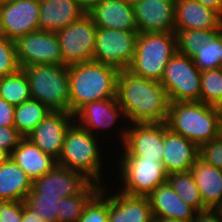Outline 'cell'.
Listing matches in <instances>:
<instances>
[{
  "label": "cell",
  "instance_id": "6da1fadb",
  "mask_svg": "<svg viewBox=\"0 0 222 222\" xmlns=\"http://www.w3.org/2000/svg\"><path fill=\"white\" fill-rule=\"evenodd\" d=\"M116 97L125 119L132 123H160L168 118L170 101L158 81L119 70Z\"/></svg>",
  "mask_w": 222,
  "mask_h": 222
},
{
  "label": "cell",
  "instance_id": "7a4b0ae2",
  "mask_svg": "<svg viewBox=\"0 0 222 222\" xmlns=\"http://www.w3.org/2000/svg\"><path fill=\"white\" fill-rule=\"evenodd\" d=\"M68 73L70 113L86 103L116 97L117 68L89 61L69 65Z\"/></svg>",
  "mask_w": 222,
  "mask_h": 222
},
{
  "label": "cell",
  "instance_id": "3957f363",
  "mask_svg": "<svg viewBox=\"0 0 222 222\" xmlns=\"http://www.w3.org/2000/svg\"><path fill=\"white\" fill-rule=\"evenodd\" d=\"M166 124L199 147L221 135L219 107L201 101L171 102Z\"/></svg>",
  "mask_w": 222,
  "mask_h": 222
},
{
  "label": "cell",
  "instance_id": "277c9868",
  "mask_svg": "<svg viewBox=\"0 0 222 222\" xmlns=\"http://www.w3.org/2000/svg\"><path fill=\"white\" fill-rule=\"evenodd\" d=\"M177 52V36L174 32L139 33L135 55L127 70L160 82L164 68Z\"/></svg>",
  "mask_w": 222,
  "mask_h": 222
},
{
  "label": "cell",
  "instance_id": "5b68a950",
  "mask_svg": "<svg viewBox=\"0 0 222 222\" xmlns=\"http://www.w3.org/2000/svg\"><path fill=\"white\" fill-rule=\"evenodd\" d=\"M30 85L31 98L51 112H70L69 73L67 65H34L21 68Z\"/></svg>",
  "mask_w": 222,
  "mask_h": 222
},
{
  "label": "cell",
  "instance_id": "8992f818",
  "mask_svg": "<svg viewBox=\"0 0 222 222\" xmlns=\"http://www.w3.org/2000/svg\"><path fill=\"white\" fill-rule=\"evenodd\" d=\"M96 140L88 130L73 123L66 132L57 164L80 172L91 182L100 184L102 159Z\"/></svg>",
  "mask_w": 222,
  "mask_h": 222
},
{
  "label": "cell",
  "instance_id": "52a82bcc",
  "mask_svg": "<svg viewBox=\"0 0 222 222\" xmlns=\"http://www.w3.org/2000/svg\"><path fill=\"white\" fill-rule=\"evenodd\" d=\"M160 84L171 102L200 101L201 72L192 58L177 52L164 68Z\"/></svg>",
  "mask_w": 222,
  "mask_h": 222
},
{
  "label": "cell",
  "instance_id": "ba28073f",
  "mask_svg": "<svg viewBox=\"0 0 222 222\" xmlns=\"http://www.w3.org/2000/svg\"><path fill=\"white\" fill-rule=\"evenodd\" d=\"M124 188L120 192L131 196H148L156 187L167 182V174L162 162L142 157H121ZM124 180V181H123Z\"/></svg>",
  "mask_w": 222,
  "mask_h": 222
},
{
  "label": "cell",
  "instance_id": "9c48e42d",
  "mask_svg": "<svg viewBox=\"0 0 222 222\" xmlns=\"http://www.w3.org/2000/svg\"><path fill=\"white\" fill-rule=\"evenodd\" d=\"M97 26L86 13L79 20L56 32L63 65L93 61Z\"/></svg>",
  "mask_w": 222,
  "mask_h": 222
},
{
  "label": "cell",
  "instance_id": "30bf717a",
  "mask_svg": "<svg viewBox=\"0 0 222 222\" xmlns=\"http://www.w3.org/2000/svg\"><path fill=\"white\" fill-rule=\"evenodd\" d=\"M138 31L97 28L93 61L126 70L135 55Z\"/></svg>",
  "mask_w": 222,
  "mask_h": 222
},
{
  "label": "cell",
  "instance_id": "8fae6325",
  "mask_svg": "<svg viewBox=\"0 0 222 222\" xmlns=\"http://www.w3.org/2000/svg\"><path fill=\"white\" fill-rule=\"evenodd\" d=\"M16 58L20 69L34 65H63L56 32L35 31L15 41Z\"/></svg>",
  "mask_w": 222,
  "mask_h": 222
},
{
  "label": "cell",
  "instance_id": "7c38bea8",
  "mask_svg": "<svg viewBox=\"0 0 222 222\" xmlns=\"http://www.w3.org/2000/svg\"><path fill=\"white\" fill-rule=\"evenodd\" d=\"M123 129L121 141L125 151L121 157H142L162 162L164 152V122L132 123ZM131 128V129H130Z\"/></svg>",
  "mask_w": 222,
  "mask_h": 222
},
{
  "label": "cell",
  "instance_id": "4fadbf2b",
  "mask_svg": "<svg viewBox=\"0 0 222 222\" xmlns=\"http://www.w3.org/2000/svg\"><path fill=\"white\" fill-rule=\"evenodd\" d=\"M40 0H12L0 5V35L16 41L39 30Z\"/></svg>",
  "mask_w": 222,
  "mask_h": 222
},
{
  "label": "cell",
  "instance_id": "5bb4252c",
  "mask_svg": "<svg viewBox=\"0 0 222 222\" xmlns=\"http://www.w3.org/2000/svg\"><path fill=\"white\" fill-rule=\"evenodd\" d=\"M73 118L74 114L67 111L50 112L26 138L44 153L58 160L66 132L72 125L70 120Z\"/></svg>",
  "mask_w": 222,
  "mask_h": 222
},
{
  "label": "cell",
  "instance_id": "9a60e30c",
  "mask_svg": "<svg viewBox=\"0 0 222 222\" xmlns=\"http://www.w3.org/2000/svg\"><path fill=\"white\" fill-rule=\"evenodd\" d=\"M176 0H140L134 7L138 33L174 32Z\"/></svg>",
  "mask_w": 222,
  "mask_h": 222
},
{
  "label": "cell",
  "instance_id": "2e32d148",
  "mask_svg": "<svg viewBox=\"0 0 222 222\" xmlns=\"http://www.w3.org/2000/svg\"><path fill=\"white\" fill-rule=\"evenodd\" d=\"M91 181L82 173L56 165L44 176L33 180L37 194H59L62 198L79 195Z\"/></svg>",
  "mask_w": 222,
  "mask_h": 222
},
{
  "label": "cell",
  "instance_id": "e0dca14e",
  "mask_svg": "<svg viewBox=\"0 0 222 222\" xmlns=\"http://www.w3.org/2000/svg\"><path fill=\"white\" fill-rule=\"evenodd\" d=\"M200 147L172 132L164 122V152L162 164L166 174L189 171L199 159Z\"/></svg>",
  "mask_w": 222,
  "mask_h": 222
},
{
  "label": "cell",
  "instance_id": "ac0fdd59",
  "mask_svg": "<svg viewBox=\"0 0 222 222\" xmlns=\"http://www.w3.org/2000/svg\"><path fill=\"white\" fill-rule=\"evenodd\" d=\"M87 14L97 28L138 31L134 7L124 0H102Z\"/></svg>",
  "mask_w": 222,
  "mask_h": 222
},
{
  "label": "cell",
  "instance_id": "d6986e66",
  "mask_svg": "<svg viewBox=\"0 0 222 222\" xmlns=\"http://www.w3.org/2000/svg\"><path fill=\"white\" fill-rule=\"evenodd\" d=\"M174 30H210L222 24V17L196 0L175 1Z\"/></svg>",
  "mask_w": 222,
  "mask_h": 222
},
{
  "label": "cell",
  "instance_id": "ffe728a7",
  "mask_svg": "<svg viewBox=\"0 0 222 222\" xmlns=\"http://www.w3.org/2000/svg\"><path fill=\"white\" fill-rule=\"evenodd\" d=\"M153 218L147 196L119 192L108 197L109 222H151Z\"/></svg>",
  "mask_w": 222,
  "mask_h": 222
},
{
  "label": "cell",
  "instance_id": "44dd1931",
  "mask_svg": "<svg viewBox=\"0 0 222 222\" xmlns=\"http://www.w3.org/2000/svg\"><path fill=\"white\" fill-rule=\"evenodd\" d=\"M85 14L76 0H40L39 30L57 32Z\"/></svg>",
  "mask_w": 222,
  "mask_h": 222
},
{
  "label": "cell",
  "instance_id": "7402d4cb",
  "mask_svg": "<svg viewBox=\"0 0 222 222\" xmlns=\"http://www.w3.org/2000/svg\"><path fill=\"white\" fill-rule=\"evenodd\" d=\"M147 198L153 217L174 218L191 222L196 213L180 198L168 182L156 187Z\"/></svg>",
  "mask_w": 222,
  "mask_h": 222
},
{
  "label": "cell",
  "instance_id": "603a6c76",
  "mask_svg": "<svg viewBox=\"0 0 222 222\" xmlns=\"http://www.w3.org/2000/svg\"><path fill=\"white\" fill-rule=\"evenodd\" d=\"M121 114L125 117L117 97H114L84 104L74 113V119L80 120L82 123L78 125L94 134L95 128L104 130L113 126Z\"/></svg>",
  "mask_w": 222,
  "mask_h": 222
},
{
  "label": "cell",
  "instance_id": "cb8c5ba5",
  "mask_svg": "<svg viewBox=\"0 0 222 222\" xmlns=\"http://www.w3.org/2000/svg\"><path fill=\"white\" fill-rule=\"evenodd\" d=\"M9 158L17 163L32 180L44 176L57 165V159L44 153L26 137H23L11 151Z\"/></svg>",
  "mask_w": 222,
  "mask_h": 222
},
{
  "label": "cell",
  "instance_id": "d4e9b609",
  "mask_svg": "<svg viewBox=\"0 0 222 222\" xmlns=\"http://www.w3.org/2000/svg\"><path fill=\"white\" fill-rule=\"evenodd\" d=\"M190 172L198 186L204 206L219 209L222 206V169L199 158L192 165Z\"/></svg>",
  "mask_w": 222,
  "mask_h": 222
},
{
  "label": "cell",
  "instance_id": "484cf974",
  "mask_svg": "<svg viewBox=\"0 0 222 222\" xmlns=\"http://www.w3.org/2000/svg\"><path fill=\"white\" fill-rule=\"evenodd\" d=\"M33 180L11 158L0 165V201H23L32 190Z\"/></svg>",
  "mask_w": 222,
  "mask_h": 222
},
{
  "label": "cell",
  "instance_id": "4316f807",
  "mask_svg": "<svg viewBox=\"0 0 222 222\" xmlns=\"http://www.w3.org/2000/svg\"><path fill=\"white\" fill-rule=\"evenodd\" d=\"M102 189L91 182L79 195L62 198L57 202V222H78L88 202Z\"/></svg>",
  "mask_w": 222,
  "mask_h": 222
},
{
  "label": "cell",
  "instance_id": "83f0119b",
  "mask_svg": "<svg viewBox=\"0 0 222 222\" xmlns=\"http://www.w3.org/2000/svg\"><path fill=\"white\" fill-rule=\"evenodd\" d=\"M50 112L43 103L31 98L15 106L14 127L26 137Z\"/></svg>",
  "mask_w": 222,
  "mask_h": 222
},
{
  "label": "cell",
  "instance_id": "f1b7e54d",
  "mask_svg": "<svg viewBox=\"0 0 222 222\" xmlns=\"http://www.w3.org/2000/svg\"><path fill=\"white\" fill-rule=\"evenodd\" d=\"M167 182L178 193L180 198L196 212L206 209L190 170L168 174Z\"/></svg>",
  "mask_w": 222,
  "mask_h": 222
},
{
  "label": "cell",
  "instance_id": "f546056e",
  "mask_svg": "<svg viewBox=\"0 0 222 222\" xmlns=\"http://www.w3.org/2000/svg\"><path fill=\"white\" fill-rule=\"evenodd\" d=\"M0 98L13 106L31 99L30 85L22 69L0 78Z\"/></svg>",
  "mask_w": 222,
  "mask_h": 222
},
{
  "label": "cell",
  "instance_id": "4dcf8cb0",
  "mask_svg": "<svg viewBox=\"0 0 222 222\" xmlns=\"http://www.w3.org/2000/svg\"><path fill=\"white\" fill-rule=\"evenodd\" d=\"M222 32V24L210 30H174L178 52L192 58L201 46H205Z\"/></svg>",
  "mask_w": 222,
  "mask_h": 222
},
{
  "label": "cell",
  "instance_id": "1f68e13d",
  "mask_svg": "<svg viewBox=\"0 0 222 222\" xmlns=\"http://www.w3.org/2000/svg\"><path fill=\"white\" fill-rule=\"evenodd\" d=\"M200 101L207 105H222V68L201 72Z\"/></svg>",
  "mask_w": 222,
  "mask_h": 222
},
{
  "label": "cell",
  "instance_id": "d6a6232c",
  "mask_svg": "<svg viewBox=\"0 0 222 222\" xmlns=\"http://www.w3.org/2000/svg\"><path fill=\"white\" fill-rule=\"evenodd\" d=\"M200 72L222 68V32L192 57Z\"/></svg>",
  "mask_w": 222,
  "mask_h": 222
},
{
  "label": "cell",
  "instance_id": "836d02e7",
  "mask_svg": "<svg viewBox=\"0 0 222 222\" xmlns=\"http://www.w3.org/2000/svg\"><path fill=\"white\" fill-rule=\"evenodd\" d=\"M62 199L59 194H37L33 189L24 200L45 222H57V202Z\"/></svg>",
  "mask_w": 222,
  "mask_h": 222
},
{
  "label": "cell",
  "instance_id": "e575fe53",
  "mask_svg": "<svg viewBox=\"0 0 222 222\" xmlns=\"http://www.w3.org/2000/svg\"><path fill=\"white\" fill-rule=\"evenodd\" d=\"M105 188L102 189L88 202L78 222H109L108 197ZM105 194V195H104Z\"/></svg>",
  "mask_w": 222,
  "mask_h": 222
},
{
  "label": "cell",
  "instance_id": "d590c367",
  "mask_svg": "<svg viewBox=\"0 0 222 222\" xmlns=\"http://www.w3.org/2000/svg\"><path fill=\"white\" fill-rule=\"evenodd\" d=\"M19 69L15 41L0 35V78L14 74Z\"/></svg>",
  "mask_w": 222,
  "mask_h": 222
},
{
  "label": "cell",
  "instance_id": "8d00e7d4",
  "mask_svg": "<svg viewBox=\"0 0 222 222\" xmlns=\"http://www.w3.org/2000/svg\"><path fill=\"white\" fill-rule=\"evenodd\" d=\"M199 158L205 163L222 169V135L200 146Z\"/></svg>",
  "mask_w": 222,
  "mask_h": 222
},
{
  "label": "cell",
  "instance_id": "74e56055",
  "mask_svg": "<svg viewBox=\"0 0 222 222\" xmlns=\"http://www.w3.org/2000/svg\"><path fill=\"white\" fill-rule=\"evenodd\" d=\"M23 201H0V220L2 222H21Z\"/></svg>",
  "mask_w": 222,
  "mask_h": 222
},
{
  "label": "cell",
  "instance_id": "f35d334b",
  "mask_svg": "<svg viewBox=\"0 0 222 222\" xmlns=\"http://www.w3.org/2000/svg\"><path fill=\"white\" fill-rule=\"evenodd\" d=\"M22 138L23 136L14 126H0V148L4 149L9 155Z\"/></svg>",
  "mask_w": 222,
  "mask_h": 222
},
{
  "label": "cell",
  "instance_id": "ab89813d",
  "mask_svg": "<svg viewBox=\"0 0 222 222\" xmlns=\"http://www.w3.org/2000/svg\"><path fill=\"white\" fill-rule=\"evenodd\" d=\"M191 222H222V213L218 208H206L195 213Z\"/></svg>",
  "mask_w": 222,
  "mask_h": 222
},
{
  "label": "cell",
  "instance_id": "60d3db41",
  "mask_svg": "<svg viewBox=\"0 0 222 222\" xmlns=\"http://www.w3.org/2000/svg\"><path fill=\"white\" fill-rule=\"evenodd\" d=\"M15 106L0 98V126H14Z\"/></svg>",
  "mask_w": 222,
  "mask_h": 222
},
{
  "label": "cell",
  "instance_id": "b9f144b4",
  "mask_svg": "<svg viewBox=\"0 0 222 222\" xmlns=\"http://www.w3.org/2000/svg\"><path fill=\"white\" fill-rule=\"evenodd\" d=\"M21 222H45L43 217H39L25 201L23 202V212Z\"/></svg>",
  "mask_w": 222,
  "mask_h": 222
},
{
  "label": "cell",
  "instance_id": "7bdbcfd3",
  "mask_svg": "<svg viewBox=\"0 0 222 222\" xmlns=\"http://www.w3.org/2000/svg\"><path fill=\"white\" fill-rule=\"evenodd\" d=\"M204 6L215 10L222 17V0H196Z\"/></svg>",
  "mask_w": 222,
  "mask_h": 222
},
{
  "label": "cell",
  "instance_id": "ee69618b",
  "mask_svg": "<svg viewBox=\"0 0 222 222\" xmlns=\"http://www.w3.org/2000/svg\"><path fill=\"white\" fill-rule=\"evenodd\" d=\"M102 0H76L77 4L85 11L89 12L95 5Z\"/></svg>",
  "mask_w": 222,
  "mask_h": 222
},
{
  "label": "cell",
  "instance_id": "f6af8a7d",
  "mask_svg": "<svg viewBox=\"0 0 222 222\" xmlns=\"http://www.w3.org/2000/svg\"><path fill=\"white\" fill-rule=\"evenodd\" d=\"M155 222H185L174 218H163V217H154Z\"/></svg>",
  "mask_w": 222,
  "mask_h": 222
},
{
  "label": "cell",
  "instance_id": "bcb514c9",
  "mask_svg": "<svg viewBox=\"0 0 222 222\" xmlns=\"http://www.w3.org/2000/svg\"><path fill=\"white\" fill-rule=\"evenodd\" d=\"M9 158V154L2 148H0V165Z\"/></svg>",
  "mask_w": 222,
  "mask_h": 222
},
{
  "label": "cell",
  "instance_id": "7dc6e473",
  "mask_svg": "<svg viewBox=\"0 0 222 222\" xmlns=\"http://www.w3.org/2000/svg\"><path fill=\"white\" fill-rule=\"evenodd\" d=\"M220 112V134L222 135V105L219 107Z\"/></svg>",
  "mask_w": 222,
  "mask_h": 222
},
{
  "label": "cell",
  "instance_id": "c3c4849f",
  "mask_svg": "<svg viewBox=\"0 0 222 222\" xmlns=\"http://www.w3.org/2000/svg\"><path fill=\"white\" fill-rule=\"evenodd\" d=\"M127 4H130V5H135L136 3H138L140 0H124Z\"/></svg>",
  "mask_w": 222,
  "mask_h": 222
},
{
  "label": "cell",
  "instance_id": "681fc988",
  "mask_svg": "<svg viewBox=\"0 0 222 222\" xmlns=\"http://www.w3.org/2000/svg\"><path fill=\"white\" fill-rule=\"evenodd\" d=\"M9 1H12V0H0V5L4 3H8Z\"/></svg>",
  "mask_w": 222,
  "mask_h": 222
}]
</instances>
